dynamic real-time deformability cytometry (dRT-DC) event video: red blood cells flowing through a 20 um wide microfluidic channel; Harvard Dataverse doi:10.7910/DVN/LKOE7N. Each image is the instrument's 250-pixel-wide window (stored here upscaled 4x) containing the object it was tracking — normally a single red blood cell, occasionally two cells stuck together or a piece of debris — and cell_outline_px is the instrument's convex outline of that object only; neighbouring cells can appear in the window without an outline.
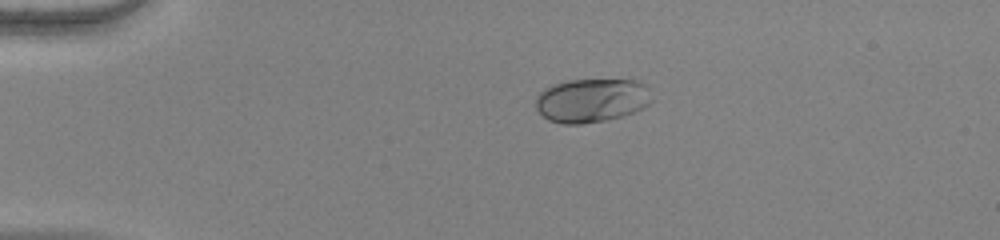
{"species": "human", "species_latin": "Homo sapiens", "temperature_condition": "warm", "stored_images_in_passage": 42, "camera_frame_rate_fps": 3000, "um_per_image_px": 0.085, "donor": {"sex": "female"}, "frame": {"image": 1, "passage_image": 1, "time_ms": 0.0, "image_size_px": [1000, 240], "cell_outline_px": [[652, 100], [644, 108], [620, 116], [604, 120], [580, 124], [564, 124], [548, 120], [536, 108], [536, 96], [544, 88], [552, 84], [568, 80], [636, 80], [644, 84], [648, 88]], "centroid_in_image_um": [50.27, 8.52], "position_along_channel_um": 34.7, "area_um2": 29.54}}
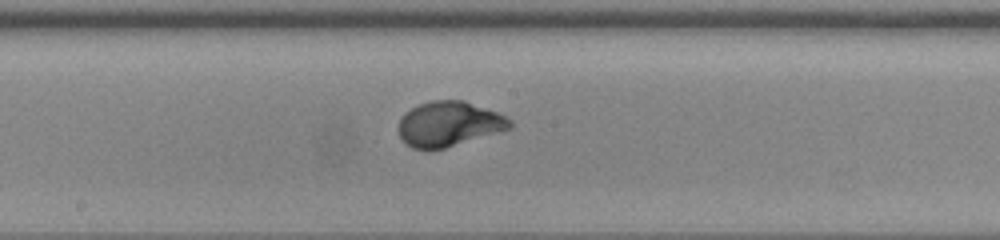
{"frame": {"image": 2, "passage_image": 19, "time_ms": 6.0, "image_size_px": [1000, 240], "cell_outline_px": [[512, 128], [444, 148], [412, 148], [400, 136], [396, 128], [400, 116], [404, 112], [420, 104], [432, 100], [464, 100], [496, 112], [512, 120]], "centroid_in_image_um": [38.13, 10.51], "position_along_channel_um": 210.1, "area_um2": 28.96}}
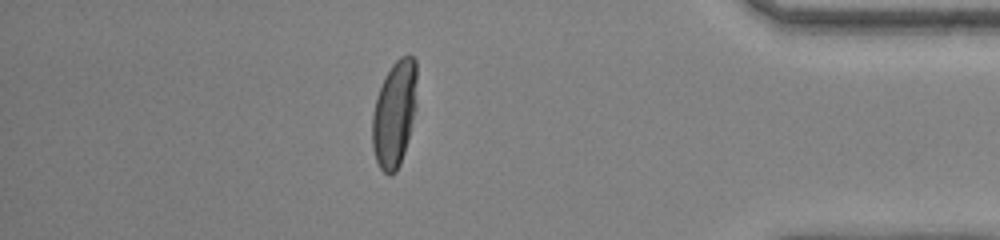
{"frame": {"image": 3, "passage_image": 36, "time_ms": 11.667, "image_size_px": [1000, 240], "cell_outline_px": [[416, 108], [408, 140], [400, 164], [396, 172], [392, 176], [388, 176], [380, 168], [376, 160], [372, 148], [372, 116], [376, 100], [380, 88], [392, 64], [400, 56], [408, 52], [416, 60]], "centroid_in_image_um": [33.53, 9.68], "position_along_channel_um": 401.7, "area_um2": 27.8}, "authors_computed_cell_mechanics": {"area_um2": 28.7555, "velocity_mm_per_s": 3.9228, "shape_relaxation_time_tau1_ms": 3.1787, "shape_relaxation_time_tau2_ms": null, "deformation_change_tau1": 0.1944, "deformation_change_tau2": null}}